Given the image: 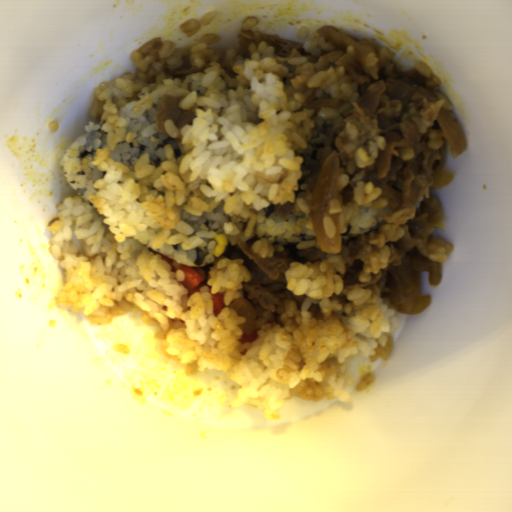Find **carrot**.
Returning <instances> with one entry per match:
<instances>
[{
    "mask_svg": "<svg viewBox=\"0 0 512 512\" xmlns=\"http://www.w3.org/2000/svg\"><path fill=\"white\" fill-rule=\"evenodd\" d=\"M177 269L182 270L183 272L184 279L180 284H182L184 288L188 290L187 298L194 293H199L200 288L205 287L206 284H201L203 277L193 268L186 264H181Z\"/></svg>",
    "mask_w": 512,
    "mask_h": 512,
    "instance_id": "carrot-1",
    "label": "carrot"
},
{
    "mask_svg": "<svg viewBox=\"0 0 512 512\" xmlns=\"http://www.w3.org/2000/svg\"><path fill=\"white\" fill-rule=\"evenodd\" d=\"M213 314L217 317L225 308L224 294H212Z\"/></svg>",
    "mask_w": 512,
    "mask_h": 512,
    "instance_id": "carrot-2",
    "label": "carrot"
},
{
    "mask_svg": "<svg viewBox=\"0 0 512 512\" xmlns=\"http://www.w3.org/2000/svg\"><path fill=\"white\" fill-rule=\"evenodd\" d=\"M259 338L258 336V330L256 329L253 333L251 334H247V333H243L242 334V337L241 339H239V341L241 342V344H245V343H252L254 341H257Z\"/></svg>",
    "mask_w": 512,
    "mask_h": 512,
    "instance_id": "carrot-3",
    "label": "carrot"
},
{
    "mask_svg": "<svg viewBox=\"0 0 512 512\" xmlns=\"http://www.w3.org/2000/svg\"><path fill=\"white\" fill-rule=\"evenodd\" d=\"M154 255H155V256H156V255H160V259H162V260L166 261V262L170 265V267H171L170 272H171V273H176V271H177V270H176V268H175V267L173 266V264H172V258H170V257H168V256H166V255H164V254H162V253H160V252H158V251H157V252H154Z\"/></svg>",
    "mask_w": 512,
    "mask_h": 512,
    "instance_id": "carrot-4",
    "label": "carrot"
}]
</instances>
